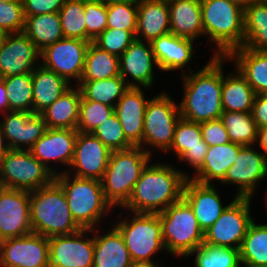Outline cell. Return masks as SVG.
<instances>
[{
    "label": "cell",
    "instance_id": "obj_1",
    "mask_svg": "<svg viewBox=\"0 0 267 267\" xmlns=\"http://www.w3.org/2000/svg\"><path fill=\"white\" fill-rule=\"evenodd\" d=\"M226 56H212L209 62L196 72L182 76L184 96L179 112L183 119L202 123L220 119L222 108L223 67Z\"/></svg>",
    "mask_w": 267,
    "mask_h": 267
},
{
    "label": "cell",
    "instance_id": "obj_2",
    "mask_svg": "<svg viewBox=\"0 0 267 267\" xmlns=\"http://www.w3.org/2000/svg\"><path fill=\"white\" fill-rule=\"evenodd\" d=\"M150 164L142 170L122 207L131 213H160L183 197V187L190 175L164 162Z\"/></svg>",
    "mask_w": 267,
    "mask_h": 267
},
{
    "label": "cell",
    "instance_id": "obj_3",
    "mask_svg": "<svg viewBox=\"0 0 267 267\" xmlns=\"http://www.w3.org/2000/svg\"><path fill=\"white\" fill-rule=\"evenodd\" d=\"M29 204L33 233L51 237L74 234L82 229L73 219L65 193L55 180L30 191Z\"/></svg>",
    "mask_w": 267,
    "mask_h": 267
},
{
    "label": "cell",
    "instance_id": "obj_4",
    "mask_svg": "<svg viewBox=\"0 0 267 267\" xmlns=\"http://www.w3.org/2000/svg\"><path fill=\"white\" fill-rule=\"evenodd\" d=\"M69 171H59L55 181L65 193L75 222L82 229H95L113 207L104 197L100 180L75 177Z\"/></svg>",
    "mask_w": 267,
    "mask_h": 267
},
{
    "label": "cell",
    "instance_id": "obj_5",
    "mask_svg": "<svg viewBox=\"0 0 267 267\" xmlns=\"http://www.w3.org/2000/svg\"><path fill=\"white\" fill-rule=\"evenodd\" d=\"M204 37L216 45L213 56H227L244 43V10L230 0H201Z\"/></svg>",
    "mask_w": 267,
    "mask_h": 267
},
{
    "label": "cell",
    "instance_id": "obj_6",
    "mask_svg": "<svg viewBox=\"0 0 267 267\" xmlns=\"http://www.w3.org/2000/svg\"><path fill=\"white\" fill-rule=\"evenodd\" d=\"M151 161V155L140 146L112 151L101 180L106 201L115 208L129 200L142 170Z\"/></svg>",
    "mask_w": 267,
    "mask_h": 267
},
{
    "label": "cell",
    "instance_id": "obj_7",
    "mask_svg": "<svg viewBox=\"0 0 267 267\" xmlns=\"http://www.w3.org/2000/svg\"><path fill=\"white\" fill-rule=\"evenodd\" d=\"M158 214L166 253L168 251L170 255L188 257L204 243V232L192 207L183 197Z\"/></svg>",
    "mask_w": 267,
    "mask_h": 267
},
{
    "label": "cell",
    "instance_id": "obj_8",
    "mask_svg": "<svg viewBox=\"0 0 267 267\" xmlns=\"http://www.w3.org/2000/svg\"><path fill=\"white\" fill-rule=\"evenodd\" d=\"M131 216L130 220H119L114 226L122 234L132 261L153 262L156 252H166L159 214L133 212Z\"/></svg>",
    "mask_w": 267,
    "mask_h": 267
},
{
    "label": "cell",
    "instance_id": "obj_9",
    "mask_svg": "<svg viewBox=\"0 0 267 267\" xmlns=\"http://www.w3.org/2000/svg\"><path fill=\"white\" fill-rule=\"evenodd\" d=\"M180 118L178 104L166 93L162 92L149 99L144 114L142 148L150 155L153 153L151 148L145 149L147 145L165 153L169 152Z\"/></svg>",
    "mask_w": 267,
    "mask_h": 267
},
{
    "label": "cell",
    "instance_id": "obj_10",
    "mask_svg": "<svg viewBox=\"0 0 267 267\" xmlns=\"http://www.w3.org/2000/svg\"><path fill=\"white\" fill-rule=\"evenodd\" d=\"M54 180L55 175L30 150L10 149L4 155L0 170L1 187L33 191Z\"/></svg>",
    "mask_w": 267,
    "mask_h": 267
},
{
    "label": "cell",
    "instance_id": "obj_11",
    "mask_svg": "<svg viewBox=\"0 0 267 267\" xmlns=\"http://www.w3.org/2000/svg\"><path fill=\"white\" fill-rule=\"evenodd\" d=\"M251 199L235 196L215 223L204 232V243L240 249L253 221L250 214Z\"/></svg>",
    "mask_w": 267,
    "mask_h": 267
},
{
    "label": "cell",
    "instance_id": "obj_12",
    "mask_svg": "<svg viewBox=\"0 0 267 267\" xmlns=\"http://www.w3.org/2000/svg\"><path fill=\"white\" fill-rule=\"evenodd\" d=\"M90 43L76 38H62L41 51V64L62 76L70 84L72 79L79 83Z\"/></svg>",
    "mask_w": 267,
    "mask_h": 267
},
{
    "label": "cell",
    "instance_id": "obj_13",
    "mask_svg": "<svg viewBox=\"0 0 267 267\" xmlns=\"http://www.w3.org/2000/svg\"><path fill=\"white\" fill-rule=\"evenodd\" d=\"M87 232L92 229L48 237V267H93L94 235L86 237Z\"/></svg>",
    "mask_w": 267,
    "mask_h": 267
},
{
    "label": "cell",
    "instance_id": "obj_14",
    "mask_svg": "<svg viewBox=\"0 0 267 267\" xmlns=\"http://www.w3.org/2000/svg\"><path fill=\"white\" fill-rule=\"evenodd\" d=\"M30 191L0 186V241L33 233Z\"/></svg>",
    "mask_w": 267,
    "mask_h": 267
},
{
    "label": "cell",
    "instance_id": "obj_15",
    "mask_svg": "<svg viewBox=\"0 0 267 267\" xmlns=\"http://www.w3.org/2000/svg\"><path fill=\"white\" fill-rule=\"evenodd\" d=\"M48 237L31 233L0 241L1 267H48Z\"/></svg>",
    "mask_w": 267,
    "mask_h": 267
},
{
    "label": "cell",
    "instance_id": "obj_16",
    "mask_svg": "<svg viewBox=\"0 0 267 267\" xmlns=\"http://www.w3.org/2000/svg\"><path fill=\"white\" fill-rule=\"evenodd\" d=\"M267 177V159L255 150L253 145L242 146L234 161L228 168L223 184L238 186L236 197H253V193L260 183V180Z\"/></svg>",
    "mask_w": 267,
    "mask_h": 267
},
{
    "label": "cell",
    "instance_id": "obj_17",
    "mask_svg": "<svg viewBox=\"0 0 267 267\" xmlns=\"http://www.w3.org/2000/svg\"><path fill=\"white\" fill-rule=\"evenodd\" d=\"M41 51L23 33L6 34L0 46V78L32 73Z\"/></svg>",
    "mask_w": 267,
    "mask_h": 267
},
{
    "label": "cell",
    "instance_id": "obj_18",
    "mask_svg": "<svg viewBox=\"0 0 267 267\" xmlns=\"http://www.w3.org/2000/svg\"><path fill=\"white\" fill-rule=\"evenodd\" d=\"M111 150L92 133L78 131L70 168L79 178L102 180L108 166ZM76 168V169H74Z\"/></svg>",
    "mask_w": 267,
    "mask_h": 267
},
{
    "label": "cell",
    "instance_id": "obj_19",
    "mask_svg": "<svg viewBox=\"0 0 267 267\" xmlns=\"http://www.w3.org/2000/svg\"><path fill=\"white\" fill-rule=\"evenodd\" d=\"M154 65L158 68L151 43L137 39L119 57L120 76L130 87L153 86ZM127 76L132 77V81L127 80Z\"/></svg>",
    "mask_w": 267,
    "mask_h": 267
},
{
    "label": "cell",
    "instance_id": "obj_20",
    "mask_svg": "<svg viewBox=\"0 0 267 267\" xmlns=\"http://www.w3.org/2000/svg\"><path fill=\"white\" fill-rule=\"evenodd\" d=\"M77 134L76 129L47 128L29 150L56 176L59 173L49 163L53 160L55 163L71 165Z\"/></svg>",
    "mask_w": 267,
    "mask_h": 267
},
{
    "label": "cell",
    "instance_id": "obj_21",
    "mask_svg": "<svg viewBox=\"0 0 267 267\" xmlns=\"http://www.w3.org/2000/svg\"><path fill=\"white\" fill-rule=\"evenodd\" d=\"M4 115L0 127L10 149L29 150L47 129L41 114L7 111Z\"/></svg>",
    "mask_w": 267,
    "mask_h": 267
},
{
    "label": "cell",
    "instance_id": "obj_22",
    "mask_svg": "<svg viewBox=\"0 0 267 267\" xmlns=\"http://www.w3.org/2000/svg\"><path fill=\"white\" fill-rule=\"evenodd\" d=\"M183 198L192 207L203 232L215 223L228 206H223L214 184H202L190 178L185 181Z\"/></svg>",
    "mask_w": 267,
    "mask_h": 267
},
{
    "label": "cell",
    "instance_id": "obj_23",
    "mask_svg": "<svg viewBox=\"0 0 267 267\" xmlns=\"http://www.w3.org/2000/svg\"><path fill=\"white\" fill-rule=\"evenodd\" d=\"M142 87H130L115 106V114L122 124L126 139L133 146L142 147L144 114L149 100Z\"/></svg>",
    "mask_w": 267,
    "mask_h": 267
},
{
    "label": "cell",
    "instance_id": "obj_24",
    "mask_svg": "<svg viewBox=\"0 0 267 267\" xmlns=\"http://www.w3.org/2000/svg\"><path fill=\"white\" fill-rule=\"evenodd\" d=\"M170 150L176 154L178 160L189 163L197 173L208 150L207 143L202 139L200 123L180 118L169 152Z\"/></svg>",
    "mask_w": 267,
    "mask_h": 267
},
{
    "label": "cell",
    "instance_id": "obj_25",
    "mask_svg": "<svg viewBox=\"0 0 267 267\" xmlns=\"http://www.w3.org/2000/svg\"><path fill=\"white\" fill-rule=\"evenodd\" d=\"M169 20L168 0H140L136 39L151 43L154 39L169 34Z\"/></svg>",
    "mask_w": 267,
    "mask_h": 267
},
{
    "label": "cell",
    "instance_id": "obj_26",
    "mask_svg": "<svg viewBox=\"0 0 267 267\" xmlns=\"http://www.w3.org/2000/svg\"><path fill=\"white\" fill-rule=\"evenodd\" d=\"M151 46L158 69L165 72L183 69L193 58V40L171 33L154 39Z\"/></svg>",
    "mask_w": 267,
    "mask_h": 267
},
{
    "label": "cell",
    "instance_id": "obj_27",
    "mask_svg": "<svg viewBox=\"0 0 267 267\" xmlns=\"http://www.w3.org/2000/svg\"><path fill=\"white\" fill-rule=\"evenodd\" d=\"M170 33L196 40L204 36L201 0H168Z\"/></svg>",
    "mask_w": 267,
    "mask_h": 267
},
{
    "label": "cell",
    "instance_id": "obj_28",
    "mask_svg": "<svg viewBox=\"0 0 267 267\" xmlns=\"http://www.w3.org/2000/svg\"><path fill=\"white\" fill-rule=\"evenodd\" d=\"M94 230L93 267H130L132 259L119 230L114 225L104 235Z\"/></svg>",
    "mask_w": 267,
    "mask_h": 267
},
{
    "label": "cell",
    "instance_id": "obj_29",
    "mask_svg": "<svg viewBox=\"0 0 267 267\" xmlns=\"http://www.w3.org/2000/svg\"><path fill=\"white\" fill-rule=\"evenodd\" d=\"M226 57L227 60L234 59V66L246 78L256 95L267 94V52L239 47Z\"/></svg>",
    "mask_w": 267,
    "mask_h": 267
},
{
    "label": "cell",
    "instance_id": "obj_30",
    "mask_svg": "<svg viewBox=\"0 0 267 267\" xmlns=\"http://www.w3.org/2000/svg\"><path fill=\"white\" fill-rule=\"evenodd\" d=\"M33 114H41L53 104L71 84L54 71L38 65L32 72Z\"/></svg>",
    "mask_w": 267,
    "mask_h": 267
},
{
    "label": "cell",
    "instance_id": "obj_31",
    "mask_svg": "<svg viewBox=\"0 0 267 267\" xmlns=\"http://www.w3.org/2000/svg\"><path fill=\"white\" fill-rule=\"evenodd\" d=\"M241 147L233 142L208 146L201 169L190 179L202 184H211L213 180L221 182L228 168L234 164Z\"/></svg>",
    "mask_w": 267,
    "mask_h": 267
},
{
    "label": "cell",
    "instance_id": "obj_32",
    "mask_svg": "<svg viewBox=\"0 0 267 267\" xmlns=\"http://www.w3.org/2000/svg\"><path fill=\"white\" fill-rule=\"evenodd\" d=\"M82 98L78 86L71 87L64 92L41 115L47 128L76 129L79 120V106Z\"/></svg>",
    "mask_w": 267,
    "mask_h": 267
},
{
    "label": "cell",
    "instance_id": "obj_33",
    "mask_svg": "<svg viewBox=\"0 0 267 267\" xmlns=\"http://www.w3.org/2000/svg\"><path fill=\"white\" fill-rule=\"evenodd\" d=\"M234 69L237 71H233L227 76H224L223 73V111L251 112L256 93L238 69Z\"/></svg>",
    "mask_w": 267,
    "mask_h": 267
},
{
    "label": "cell",
    "instance_id": "obj_34",
    "mask_svg": "<svg viewBox=\"0 0 267 267\" xmlns=\"http://www.w3.org/2000/svg\"><path fill=\"white\" fill-rule=\"evenodd\" d=\"M23 33L40 51L64 38L58 12L25 16Z\"/></svg>",
    "mask_w": 267,
    "mask_h": 267
},
{
    "label": "cell",
    "instance_id": "obj_35",
    "mask_svg": "<svg viewBox=\"0 0 267 267\" xmlns=\"http://www.w3.org/2000/svg\"><path fill=\"white\" fill-rule=\"evenodd\" d=\"M242 47L267 52V1H256L244 10Z\"/></svg>",
    "mask_w": 267,
    "mask_h": 267
},
{
    "label": "cell",
    "instance_id": "obj_36",
    "mask_svg": "<svg viewBox=\"0 0 267 267\" xmlns=\"http://www.w3.org/2000/svg\"><path fill=\"white\" fill-rule=\"evenodd\" d=\"M76 85H78L84 100H92L111 107H115L119 99L130 88L120 75L104 80L80 81Z\"/></svg>",
    "mask_w": 267,
    "mask_h": 267
},
{
    "label": "cell",
    "instance_id": "obj_37",
    "mask_svg": "<svg viewBox=\"0 0 267 267\" xmlns=\"http://www.w3.org/2000/svg\"><path fill=\"white\" fill-rule=\"evenodd\" d=\"M119 75V57L102 50L91 42L86 53L80 81L104 80Z\"/></svg>",
    "mask_w": 267,
    "mask_h": 267
},
{
    "label": "cell",
    "instance_id": "obj_38",
    "mask_svg": "<svg viewBox=\"0 0 267 267\" xmlns=\"http://www.w3.org/2000/svg\"><path fill=\"white\" fill-rule=\"evenodd\" d=\"M241 262L267 267V223H250L240 247Z\"/></svg>",
    "mask_w": 267,
    "mask_h": 267
},
{
    "label": "cell",
    "instance_id": "obj_39",
    "mask_svg": "<svg viewBox=\"0 0 267 267\" xmlns=\"http://www.w3.org/2000/svg\"><path fill=\"white\" fill-rule=\"evenodd\" d=\"M220 120L227 130L231 142L242 146H254L258 128L251 112L223 111Z\"/></svg>",
    "mask_w": 267,
    "mask_h": 267
},
{
    "label": "cell",
    "instance_id": "obj_40",
    "mask_svg": "<svg viewBox=\"0 0 267 267\" xmlns=\"http://www.w3.org/2000/svg\"><path fill=\"white\" fill-rule=\"evenodd\" d=\"M2 79L7 91L8 111L33 113L32 73L11 75Z\"/></svg>",
    "mask_w": 267,
    "mask_h": 267
},
{
    "label": "cell",
    "instance_id": "obj_41",
    "mask_svg": "<svg viewBox=\"0 0 267 267\" xmlns=\"http://www.w3.org/2000/svg\"><path fill=\"white\" fill-rule=\"evenodd\" d=\"M193 254L195 267H239L241 263L240 249L232 247L203 243L189 255Z\"/></svg>",
    "mask_w": 267,
    "mask_h": 267
},
{
    "label": "cell",
    "instance_id": "obj_42",
    "mask_svg": "<svg viewBox=\"0 0 267 267\" xmlns=\"http://www.w3.org/2000/svg\"><path fill=\"white\" fill-rule=\"evenodd\" d=\"M58 13L64 38L88 41L85 25V0H65Z\"/></svg>",
    "mask_w": 267,
    "mask_h": 267
},
{
    "label": "cell",
    "instance_id": "obj_43",
    "mask_svg": "<svg viewBox=\"0 0 267 267\" xmlns=\"http://www.w3.org/2000/svg\"><path fill=\"white\" fill-rule=\"evenodd\" d=\"M115 113V107L81 98L77 131L92 133L98 125Z\"/></svg>",
    "mask_w": 267,
    "mask_h": 267
},
{
    "label": "cell",
    "instance_id": "obj_44",
    "mask_svg": "<svg viewBox=\"0 0 267 267\" xmlns=\"http://www.w3.org/2000/svg\"><path fill=\"white\" fill-rule=\"evenodd\" d=\"M111 151L124 150L133 147L126 139L122 124L114 113L92 132Z\"/></svg>",
    "mask_w": 267,
    "mask_h": 267
},
{
    "label": "cell",
    "instance_id": "obj_45",
    "mask_svg": "<svg viewBox=\"0 0 267 267\" xmlns=\"http://www.w3.org/2000/svg\"><path fill=\"white\" fill-rule=\"evenodd\" d=\"M138 3L107 4V28L136 31Z\"/></svg>",
    "mask_w": 267,
    "mask_h": 267
},
{
    "label": "cell",
    "instance_id": "obj_46",
    "mask_svg": "<svg viewBox=\"0 0 267 267\" xmlns=\"http://www.w3.org/2000/svg\"><path fill=\"white\" fill-rule=\"evenodd\" d=\"M136 31H125L116 28H106L93 43L113 55L120 57L136 39Z\"/></svg>",
    "mask_w": 267,
    "mask_h": 267
},
{
    "label": "cell",
    "instance_id": "obj_47",
    "mask_svg": "<svg viewBox=\"0 0 267 267\" xmlns=\"http://www.w3.org/2000/svg\"><path fill=\"white\" fill-rule=\"evenodd\" d=\"M107 3L102 0H85V25L88 41L98 37L107 28Z\"/></svg>",
    "mask_w": 267,
    "mask_h": 267
},
{
    "label": "cell",
    "instance_id": "obj_48",
    "mask_svg": "<svg viewBox=\"0 0 267 267\" xmlns=\"http://www.w3.org/2000/svg\"><path fill=\"white\" fill-rule=\"evenodd\" d=\"M24 25L23 2H0V30L5 34L19 33Z\"/></svg>",
    "mask_w": 267,
    "mask_h": 267
},
{
    "label": "cell",
    "instance_id": "obj_49",
    "mask_svg": "<svg viewBox=\"0 0 267 267\" xmlns=\"http://www.w3.org/2000/svg\"><path fill=\"white\" fill-rule=\"evenodd\" d=\"M202 139L208 146L231 142L227 130L220 119L200 123Z\"/></svg>",
    "mask_w": 267,
    "mask_h": 267
},
{
    "label": "cell",
    "instance_id": "obj_50",
    "mask_svg": "<svg viewBox=\"0 0 267 267\" xmlns=\"http://www.w3.org/2000/svg\"><path fill=\"white\" fill-rule=\"evenodd\" d=\"M25 16L57 13L65 0H22Z\"/></svg>",
    "mask_w": 267,
    "mask_h": 267
},
{
    "label": "cell",
    "instance_id": "obj_51",
    "mask_svg": "<svg viewBox=\"0 0 267 267\" xmlns=\"http://www.w3.org/2000/svg\"><path fill=\"white\" fill-rule=\"evenodd\" d=\"M251 114L258 129L267 127V94L255 96Z\"/></svg>",
    "mask_w": 267,
    "mask_h": 267
},
{
    "label": "cell",
    "instance_id": "obj_52",
    "mask_svg": "<svg viewBox=\"0 0 267 267\" xmlns=\"http://www.w3.org/2000/svg\"><path fill=\"white\" fill-rule=\"evenodd\" d=\"M257 142H259L258 145L262 148V154L267 159V127L257 129Z\"/></svg>",
    "mask_w": 267,
    "mask_h": 267
},
{
    "label": "cell",
    "instance_id": "obj_53",
    "mask_svg": "<svg viewBox=\"0 0 267 267\" xmlns=\"http://www.w3.org/2000/svg\"><path fill=\"white\" fill-rule=\"evenodd\" d=\"M0 111L3 114L8 111L7 91L2 78H0Z\"/></svg>",
    "mask_w": 267,
    "mask_h": 267
},
{
    "label": "cell",
    "instance_id": "obj_54",
    "mask_svg": "<svg viewBox=\"0 0 267 267\" xmlns=\"http://www.w3.org/2000/svg\"><path fill=\"white\" fill-rule=\"evenodd\" d=\"M130 267H160L158 262L151 261H132Z\"/></svg>",
    "mask_w": 267,
    "mask_h": 267
},
{
    "label": "cell",
    "instance_id": "obj_55",
    "mask_svg": "<svg viewBox=\"0 0 267 267\" xmlns=\"http://www.w3.org/2000/svg\"><path fill=\"white\" fill-rule=\"evenodd\" d=\"M230 1L241 7L243 10H245L257 0H230Z\"/></svg>",
    "mask_w": 267,
    "mask_h": 267
},
{
    "label": "cell",
    "instance_id": "obj_56",
    "mask_svg": "<svg viewBox=\"0 0 267 267\" xmlns=\"http://www.w3.org/2000/svg\"><path fill=\"white\" fill-rule=\"evenodd\" d=\"M107 4H116V3H138L140 0H102Z\"/></svg>",
    "mask_w": 267,
    "mask_h": 267
},
{
    "label": "cell",
    "instance_id": "obj_57",
    "mask_svg": "<svg viewBox=\"0 0 267 267\" xmlns=\"http://www.w3.org/2000/svg\"><path fill=\"white\" fill-rule=\"evenodd\" d=\"M5 141V136L0 127V149H10Z\"/></svg>",
    "mask_w": 267,
    "mask_h": 267
},
{
    "label": "cell",
    "instance_id": "obj_58",
    "mask_svg": "<svg viewBox=\"0 0 267 267\" xmlns=\"http://www.w3.org/2000/svg\"><path fill=\"white\" fill-rule=\"evenodd\" d=\"M10 149H0V170L2 167L4 155L9 151Z\"/></svg>",
    "mask_w": 267,
    "mask_h": 267
},
{
    "label": "cell",
    "instance_id": "obj_59",
    "mask_svg": "<svg viewBox=\"0 0 267 267\" xmlns=\"http://www.w3.org/2000/svg\"><path fill=\"white\" fill-rule=\"evenodd\" d=\"M5 35L6 34L2 30H0V46H1L2 42H3V40H4Z\"/></svg>",
    "mask_w": 267,
    "mask_h": 267
},
{
    "label": "cell",
    "instance_id": "obj_60",
    "mask_svg": "<svg viewBox=\"0 0 267 267\" xmlns=\"http://www.w3.org/2000/svg\"><path fill=\"white\" fill-rule=\"evenodd\" d=\"M239 267H259V266H253V265L247 264L245 262H241Z\"/></svg>",
    "mask_w": 267,
    "mask_h": 267
},
{
    "label": "cell",
    "instance_id": "obj_61",
    "mask_svg": "<svg viewBox=\"0 0 267 267\" xmlns=\"http://www.w3.org/2000/svg\"><path fill=\"white\" fill-rule=\"evenodd\" d=\"M0 2H22V0H0Z\"/></svg>",
    "mask_w": 267,
    "mask_h": 267
}]
</instances>
